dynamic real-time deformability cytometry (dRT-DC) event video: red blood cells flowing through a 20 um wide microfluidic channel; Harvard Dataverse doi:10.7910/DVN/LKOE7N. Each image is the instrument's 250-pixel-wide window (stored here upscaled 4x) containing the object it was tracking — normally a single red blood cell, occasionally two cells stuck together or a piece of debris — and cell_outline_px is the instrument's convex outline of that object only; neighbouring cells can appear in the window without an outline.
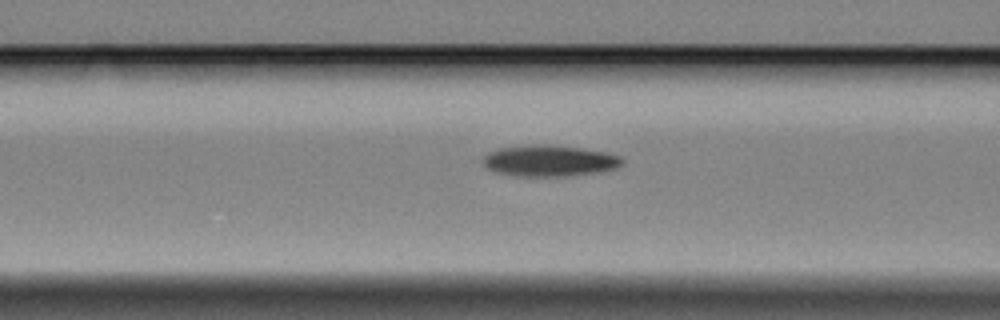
{"species": "Egyptian fruit bat (a non-hibernating species)", "species_latin": "Rousettus aegyptiacus", "temperature_condition": "cold", "stored_images_in_passage": 17, "camera_frame_rate_fps": 3000, "um_per_image_px": 0.085, "animal": {"sex": "female"}, "frame": {"image": 1, "passage_image": 15, "time_ms": 4.667, "image_size_px": [1000, 320], "cell_outline_px": [[624, 164], [616, 168], [596, 172], [568, 176], [520, 176], [496, 172], [488, 168], [484, 164], [484, 156], [488, 152], [500, 148], [528, 144], [548, 144], [580, 148], [608, 152], [620, 156], [624, 160]], "centroid_in_image_um": [46.73, 13.65], "position_along_channel_um": 119.9, "area_um2": 25.37}}